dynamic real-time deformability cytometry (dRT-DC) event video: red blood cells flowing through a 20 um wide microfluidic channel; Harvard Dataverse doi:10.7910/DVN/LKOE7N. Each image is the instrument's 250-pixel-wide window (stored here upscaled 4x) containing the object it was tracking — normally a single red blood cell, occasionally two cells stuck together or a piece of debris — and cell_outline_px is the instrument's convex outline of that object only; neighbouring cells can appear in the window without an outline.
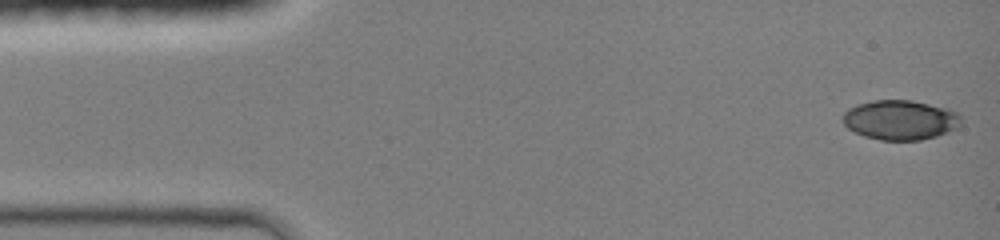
{"species": "common noctule bat (a hibernating species)", "species_latin": "Nyctalus noctula", "temperature_condition": "room temperature", "stored_images_in_passage": 44, "camera_frame_rate_fps": 3000, "um_per_image_px": 0.085, "animal": {"sex": "female", "body_mass_g": 19.0, "forearm_length_mm": 51.5}, "frame": {"image": 1, "passage_image": 1, "time_ms": 0.0, "image_size_px": [1000, 240], "cell_outline_px": [[960, 124], [956, 128], [936, 136], [920, 140], [880, 140], [864, 136], [848, 128], [844, 124], [844, 112], [848, 108], [860, 104], [876, 100], [912, 100], [948, 108], [960, 112]], "centroid_in_image_um": [76.55, 10.19], "position_along_channel_um": 8.5, "area_um2": 27.22}}
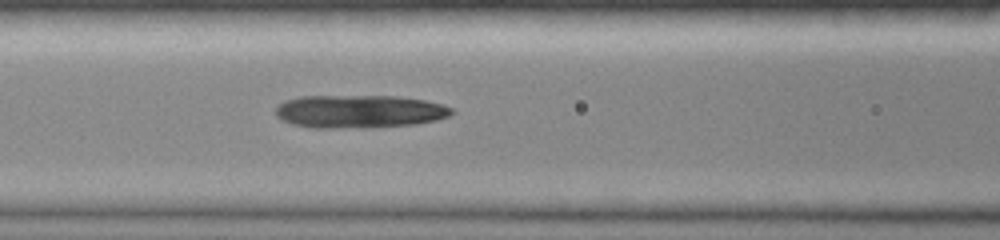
{"frame": {"image": 2, "passage_image": 18, "time_ms": 5.667, "image_size_px": [1000, 240], "cell_outline_px": [[456, 112], [448, 116], [436, 120], [416, 124], [368, 128], [312, 128], [292, 124], [280, 120], [276, 116], [276, 108], [284, 100], [300, 96], [396, 96], [424, 100], [444, 104], [452, 108]], "centroid_in_image_um": [30.54, 9.48], "position_along_channel_um": 136.1, "area_um2": 34.33}}
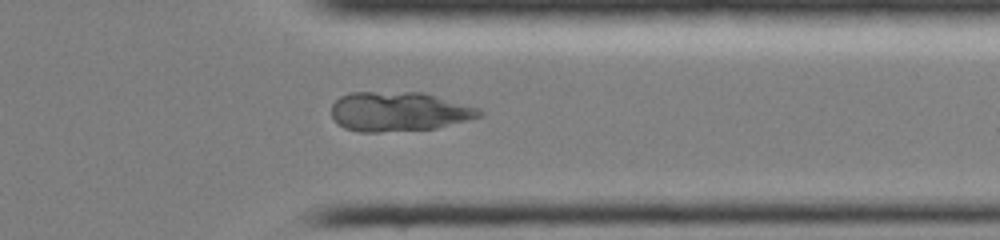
{"frame": {"image": 3, "passage_image": 35, "time_ms": 11.333, "image_size_px": [1000, 240], "cell_outline_px": [[484, 116], [436, 128], [380, 132], [360, 132], [344, 128], [332, 120], [332, 104], [340, 96], [348, 92], [424, 92], [480, 108], [484, 112]], "centroid_in_image_um": [33.91, 9.48], "position_along_channel_um": 377.5, "area_um2": 34.39}}